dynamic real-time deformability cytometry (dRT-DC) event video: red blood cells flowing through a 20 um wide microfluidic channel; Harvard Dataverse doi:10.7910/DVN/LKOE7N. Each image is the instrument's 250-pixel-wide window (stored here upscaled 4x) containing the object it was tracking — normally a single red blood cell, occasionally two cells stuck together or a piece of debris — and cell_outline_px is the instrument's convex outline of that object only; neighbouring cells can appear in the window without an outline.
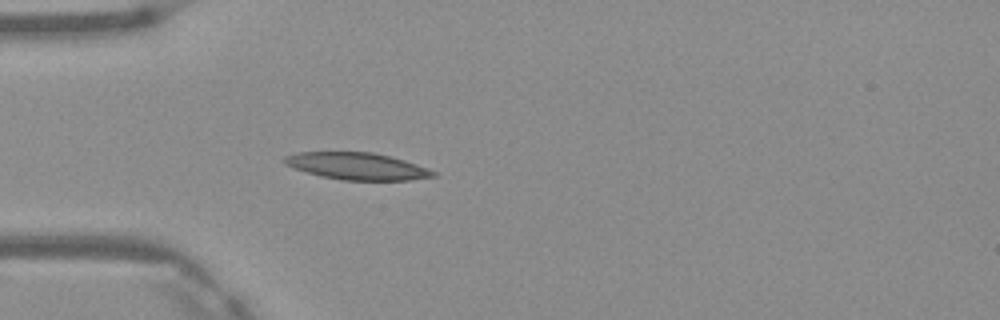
{"species": "Egyptian fruit bat (a non-hibernating species)", "species_latin": "Rousettus aegyptiacus", "temperature_condition": "warm", "stored_images_in_passage": 3, "camera_frame_rate_fps": 3000, "um_per_image_px": 0.085, "frame": {"image": 1, "passage_image": 3, "time_ms": 0.667, "image_size_px": [1000, 320], "cell_outline_px": [[436, 176], [412, 180], [340, 180], [320, 176], [284, 164], [280, 160], [284, 156], [300, 152], [372, 152], [404, 160], [428, 168], [436, 172]], "centroid_in_image_um": [30.34, 14.13], "position_along_channel_um": 54.7, "area_um2": 23.35}}